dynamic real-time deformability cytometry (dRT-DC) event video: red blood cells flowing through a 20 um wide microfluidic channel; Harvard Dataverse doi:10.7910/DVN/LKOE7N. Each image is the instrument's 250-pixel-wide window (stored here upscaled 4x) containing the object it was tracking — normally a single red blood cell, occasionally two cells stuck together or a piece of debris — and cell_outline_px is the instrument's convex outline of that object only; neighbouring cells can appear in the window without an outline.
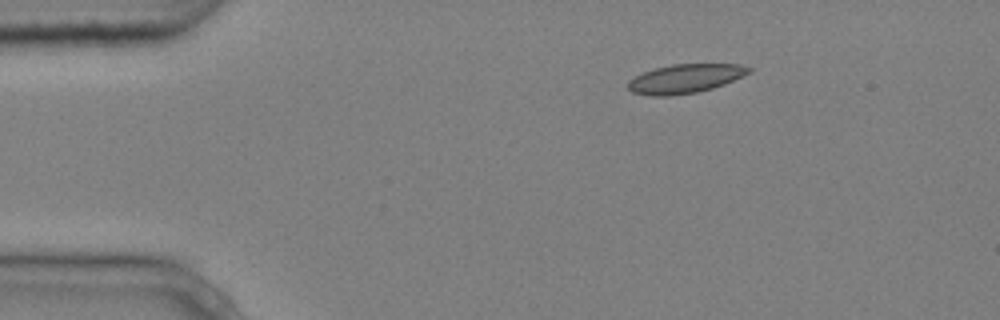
{"species": "common noctule bat (a hibernating species)", "species_latin": "Nyctalus noctula", "temperature_condition": "cold", "stored_images_in_passage": 3, "camera_frame_rate_fps": 3000, "um_per_image_px": 0.085, "animal": {"sex": "male", "body_mass_g": 20.4}, "frame": {"image": 1, "passage_image": 1, "time_ms": 0.0, "image_size_px": [1000, 320], "cell_outline_px": [[752, 72], [724, 84], [712, 88], [696, 92], [668, 96], [648, 96], [632, 92], [628, 88], [628, 80], [644, 72], [656, 68], [672, 64], [740, 64], [752, 68]], "centroid_in_image_um": [58.24, 6.68], "position_along_channel_um": 26.8, "area_um2": 20.35}}
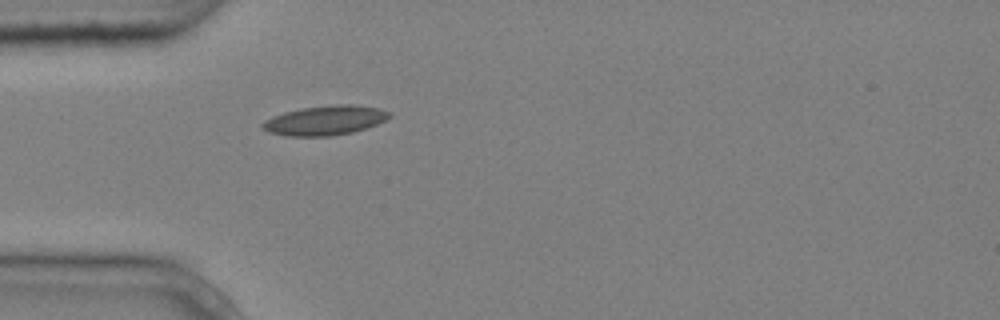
{"frame": {"image": 2, "passage_image": 3, "time_ms": 0.667, "image_size_px": [1000, 320], "cell_outline_px": [[392, 116], [376, 124], [352, 132], [332, 136], [288, 136], [268, 132], [260, 128], [260, 124], [264, 120], [272, 116], [284, 112], [300, 108], [332, 104], [352, 104], [380, 108], [392, 112]], "centroid_in_image_um": [27.6, 10.22], "position_along_channel_um": 57.4, "area_um2": 22.08}}